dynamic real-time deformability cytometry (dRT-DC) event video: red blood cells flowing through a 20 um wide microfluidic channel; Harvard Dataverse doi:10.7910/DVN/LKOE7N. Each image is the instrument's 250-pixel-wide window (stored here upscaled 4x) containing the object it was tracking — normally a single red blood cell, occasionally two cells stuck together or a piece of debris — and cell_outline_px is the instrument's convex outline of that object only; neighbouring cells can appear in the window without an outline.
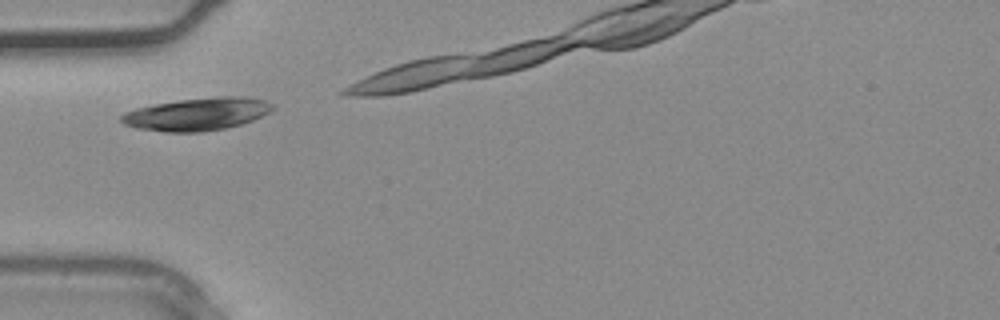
{"species": "common noctule bat (a hibernating species)", "species_latin": "Nyctalus noctula", "temperature_condition": "warm", "stored_images_in_passage": 5, "camera_frame_rate_fps": 3000, "um_per_image_px": 0.085, "animal": {"sex": "male", "body_mass_g": 20.4}, "frame": {"image": 1, "passage_image": 1, "time_ms": 0.0, "image_size_px": [1000, 320], "cell_outline_px": [[276, 108], [252, 120], [240, 124], [224, 128], [204, 132], [164, 132], [136, 128], [124, 124], [120, 120], [120, 116], [124, 112], [136, 108], [156, 104], [180, 100], [220, 96], [244, 96], [264, 100], [276, 104]], "centroid_in_image_um": [16.76, 9.7], "position_along_channel_um": 68.2, "area_um2": 28.78}}